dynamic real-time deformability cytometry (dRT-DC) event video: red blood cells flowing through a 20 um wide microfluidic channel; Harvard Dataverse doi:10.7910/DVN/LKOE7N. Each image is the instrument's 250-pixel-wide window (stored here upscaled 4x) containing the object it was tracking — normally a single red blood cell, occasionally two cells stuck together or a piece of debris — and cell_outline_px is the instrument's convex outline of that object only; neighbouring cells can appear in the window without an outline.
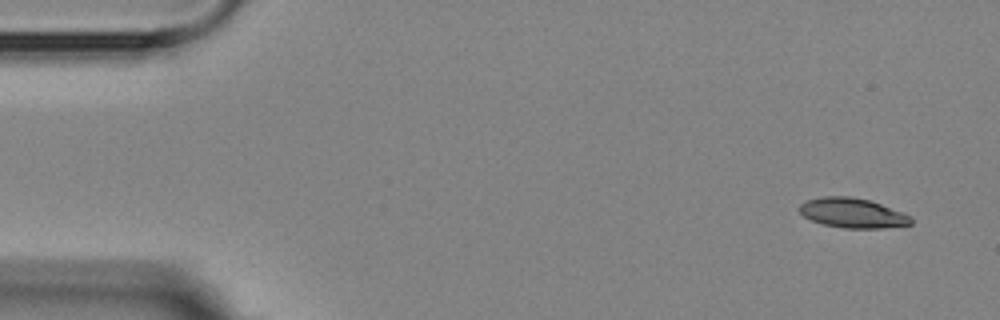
{"species": "Egyptian fruit bat (a non-hibernating species)", "species_latin": "Rousettus aegyptiacus", "temperature_condition": "room temperature", "stored_images_in_passage": 6, "camera_frame_rate_fps": 3000, "um_per_image_px": 0.085, "animal": {"sex": "female"}, "frame": {"image": 1, "passage_image": 1, "time_ms": 0.0, "image_size_px": [1000, 320], "cell_outline_px": [[912, 224], [884, 228], [844, 228], [824, 224], [812, 220], [804, 216], [800, 212], [800, 204], [808, 200], [824, 196], [848, 196], [868, 200], [880, 204], [912, 216]], "centroid_in_image_um": [72.48, 18.11], "position_along_channel_um": 12.5, "area_um2": 19.07}}
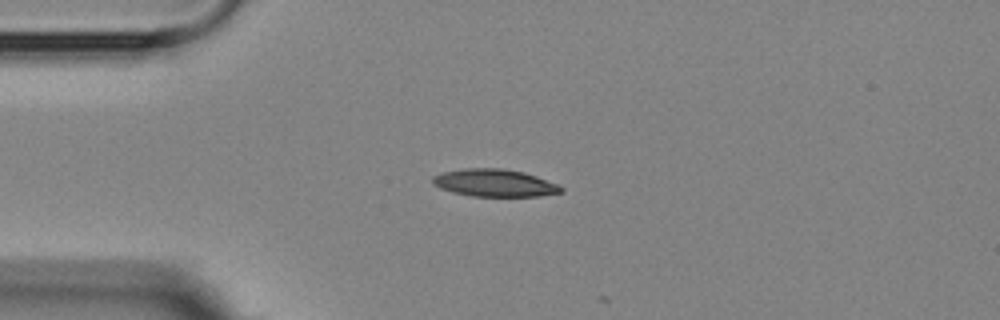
{"frame": {"image": 2, "passage_image": 4, "time_ms": 3.333, "image_size_px": [1000, 320], "cell_outline_px": [[564, 192], [540, 196], [472, 196], [452, 192], [440, 188], [432, 184], [432, 176], [440, 172], [464, 168], [504, 168], [524, 172], [560, 184], [564, 188]], "centroid_in_image_um": [42.05, 15.54], "position_along_channel_um": 43.0, "area_um2": 20.87}}